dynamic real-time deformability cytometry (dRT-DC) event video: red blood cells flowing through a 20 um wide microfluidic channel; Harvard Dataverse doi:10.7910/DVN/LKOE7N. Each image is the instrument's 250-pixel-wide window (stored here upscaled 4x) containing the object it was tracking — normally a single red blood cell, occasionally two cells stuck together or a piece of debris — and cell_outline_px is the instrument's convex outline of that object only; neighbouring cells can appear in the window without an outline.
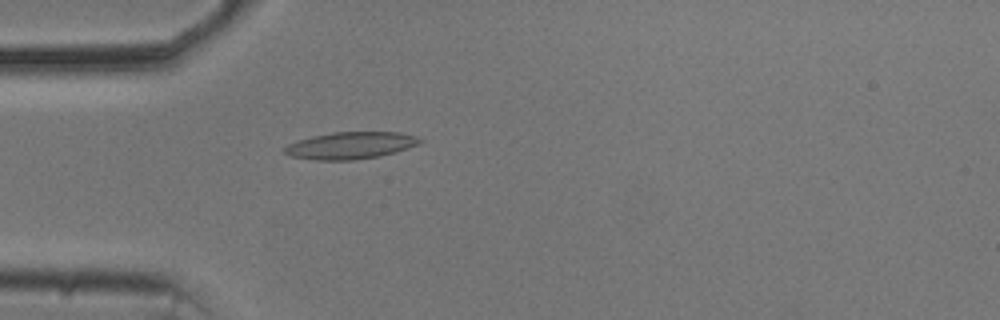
{"species": "common noctule bat (a hibernating species)", "species_latin": "Nyctalus noctula", "temperature_condition": "cold", "stored_images_in_passage": 40, "camera_frame_rate_fps": 3000, "um_per_image_px": 0.085, "animal": {"sex": "male", "body_mass_g": 20.5, "forearm_length_mm": 52.5}, "frame": {"image": 1, "passage_image": 1, "time_ms": 0.0, "image_size_px": [1000, 320], "cell_outline_px": [[424, 140], [420, 144], [396, 152], [380, 156], [356, 160], [316, 160], [292, 156], [284, 152], [284, 148], [288, 144], [312, 136], [332, 132], [400, 132], [416, 136]], "centroid_in_image_um": [29.85, 12.36], "position_along_channel_um": 55.1, "area_um2": 21.33}}
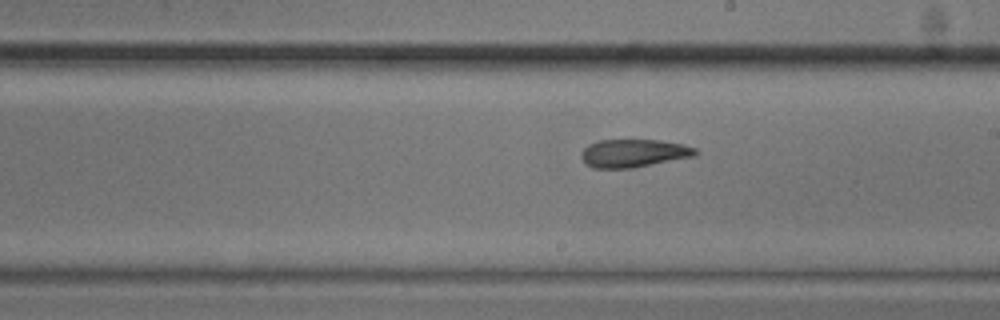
{"frame": {"image": 2, "passage_image": 16, "time_ms": 5.0, "image_size_px": [1000, 320], "cell_outline_px": [[700, 152], [696, 156], [632, 168], [592, 168], [584, 164], [580, 156], [580, 152], [588, 144], [600, 140], [660, 140], [684, 144], [696, 148]], "centroid_in_image_um": [53.86, 13.02], "position_along_channel_um": 235.1, "area_um2": 18.96}}
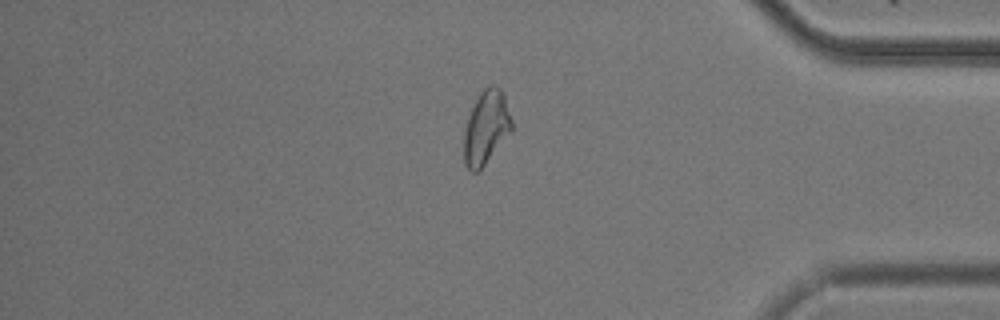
{"frame": {"image": 3, "passage_image": 31, "time_ms": 10.0, "image_size_px": [1000, 320], "cell_outline_px": [[512, 128], [484, 164], [476, 172], [472, 172], [464, 164], [464, 132], [468, 116], [480, 92], [488, 84], [496, 84], [504, 92], [512, 120]], "centroid_in_image_um": [41.31, 10.76], "position_along_channel_um": 393.9, "area_um2": 20.17}, "authors_computed_cell_mechanics": {"area_um2": 19.5942, "velocity_mm_per_s": 3.7013, "shape_relaxation_time_tau1_ms": 6.1697, "shape_relaxation_time_tau2_ms": 3.4638, "deformation_change_tau1": 0.1712, "deformation_change_tau2": 0.1134}}